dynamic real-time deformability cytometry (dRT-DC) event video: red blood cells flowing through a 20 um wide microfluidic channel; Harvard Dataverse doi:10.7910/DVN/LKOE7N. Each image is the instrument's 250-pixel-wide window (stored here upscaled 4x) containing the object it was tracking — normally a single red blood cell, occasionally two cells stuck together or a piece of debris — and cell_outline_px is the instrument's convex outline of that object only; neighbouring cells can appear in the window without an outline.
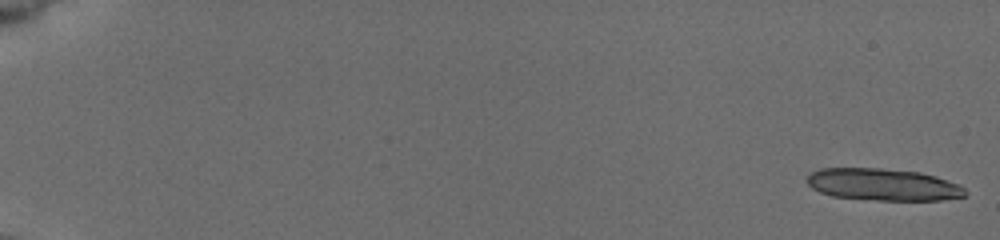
{"species": "common noctule bat (a hibernating species)", "species_latin": "Nyctalus noctula", "temperature_condition": "cold", "stored_images_in_passage": 19, "camera_frame_rate_fps": 3000, "um_per_image_px": 0.085, "animal": {"sex": "female", "body_mass_g": 19.5, "forearm_length_mm": 54.1}, "frame": {"image": 1, "passage_image": 1, "time_ms": 0.0, "image_size_px": [1000, 240], "cell_outline_px": [[968, 192], [964, 196], [940, 200], [880, 200], [832, 196], [820, 192], [812, 188], [808, 184], [808, 172], [820, 168], [880, 168], [920, 172], [936, 176], [960, 184]], "centroid_in_image_um": [75.06, 15.68], "position_along_channel_um": 9.9, "area_um2": 29.59}}